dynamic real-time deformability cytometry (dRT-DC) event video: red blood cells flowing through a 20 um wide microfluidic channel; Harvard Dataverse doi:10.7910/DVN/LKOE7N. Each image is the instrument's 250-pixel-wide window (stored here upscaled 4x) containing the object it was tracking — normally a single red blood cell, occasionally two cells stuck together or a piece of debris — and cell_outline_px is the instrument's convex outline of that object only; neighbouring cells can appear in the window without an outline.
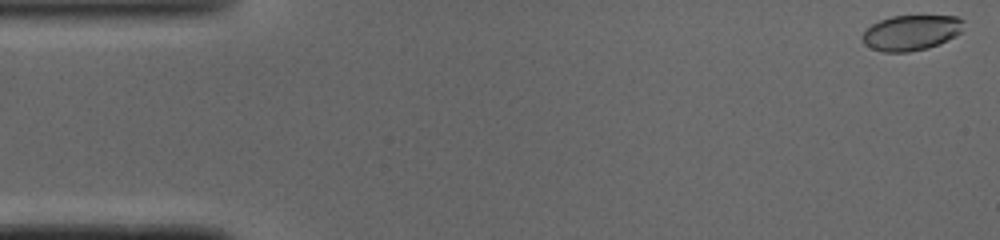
{"species": "common noctule bat (a hibernating species)", "species_latin": "Nyctalus noctula", "temperature_condition": "cold", "stored_images_in_passage": 49, "camera_frame_rate_fps": 3000, "um_per_image_px": 0.085, "animal": {"sex": "male", "body_mass_g": 19.0, "forearm_length_mm": 50.8}, "frame": {"image": 1, "passage_image": 1, "time_ms": 0.0, "image_size_px": [1000, 240], "cell_outline_px": [[964, 20], [960, 32], [956, 36], [940, 44], [928, 48], [908, 52], [884, 52], [872, 48], [864, 44], [860, 36], [872, 24], [880, 20], [892, 16], [956, 16]], "centroid_in_image_um": [77.44, 2.78], "position_along_channel_um": 7.6, "area_um2": 20.87}}
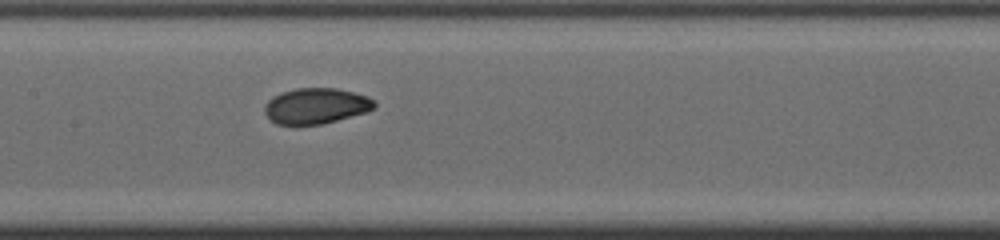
{"frame": {"image": 2, "passage_image": 23, "time_ms": 7.333, "image_size_px": [1000, 240], "cell_outline_px": [[376, 108], [364, 112], [324, 124], [276, 124], [264, 112], [264, 108], [268, 100], [272, 96], [280, 92], [296, 88], [336, 88], [368, 96], [376, 104]], "centroid_in_image_um": [26.84, 8.99], "position_along_channel_um": 180.6, "area_um2": 22.72}}
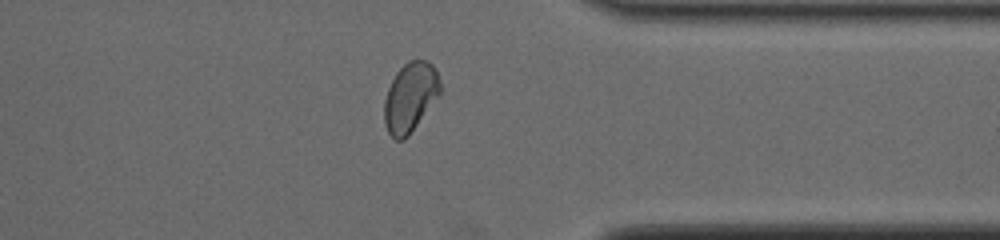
{"frame": {"image": 3, "passage_image": 38, "time_ms": 12.333, "image_size_px": [1000, 240], "cell_outline_px": [[440, 96], [408, 136], [404, 140], [396, 140], [388, 132], [384, 124], [384, 100], [388, 88], [396, 72], [408, 60], [428, 60], [432, 64], [440, 80]], "centroid_in_image_um": [34.87, 8.27], "position_along_channel_um": 376.5, "area_um2": 22.77}, "authors_computed_cell_mechanics": {"area_um2": 22.7732, "velocity_mm_per_s": 4.0844, "shape_relaxation_time_tau1_ms": 4.5148, "shape_relaxation_time_tau2_ms": 0.9353, "deformation_change_tau1": 0.1397, "deformation_change_tau2": 0.0428}}